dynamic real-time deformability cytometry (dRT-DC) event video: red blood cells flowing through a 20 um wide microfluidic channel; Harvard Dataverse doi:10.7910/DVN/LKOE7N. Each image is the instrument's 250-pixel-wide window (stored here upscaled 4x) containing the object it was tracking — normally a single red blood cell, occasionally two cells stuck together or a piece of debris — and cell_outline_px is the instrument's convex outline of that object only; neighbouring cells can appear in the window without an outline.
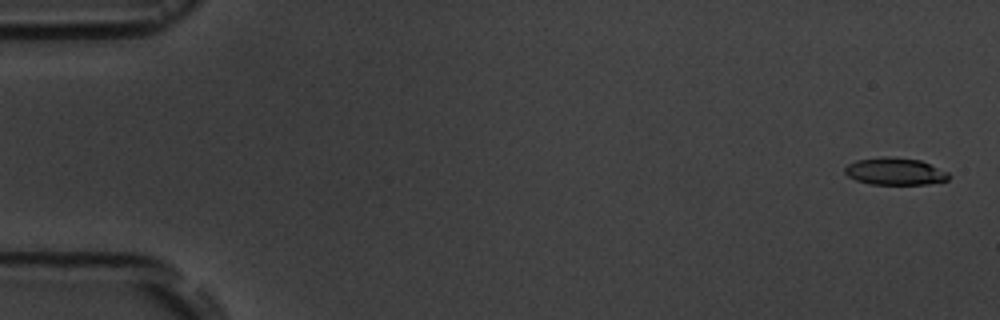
{"species": "common noctule bat (a hibernating species)", "species_latin": "Nyctalus noctula", "temperature_condition": "room temperature", "stored_images_in_passage": 10, "camera_frame_rate_fps": 3000, "um_per_image_px": 0.085, "animal": {"sex": "male", "body_mass_g": 19.5, "forearm_length_mm": 54.6}, "frame": {"image": 1, "passage_image": 1, "time_ms": 0.0, "image_size_px": [1000, 320], "cell_outline_px": [[948, 180], [928, 184], [872, 184], [856, 180], [848, 176], [844, 172], [844, 168], [848, 164], [856, 160], [880, 156], [888, 156], [920, 160], [948, 172]], "centroid_in_image_um": [76.04, 14.56], "position_along_channel_um": 9.0, "area_um2": 16.42}}
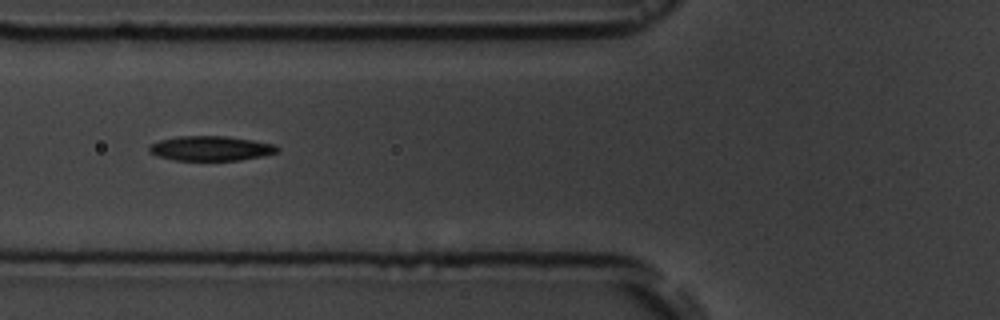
{"frame": {"image": 2, "passage_image": 7, "time_ms": 6.667, "image_size_px": [1000, 320], "cell_outline_px": [[280, 152], [240, 160], [172, 160], [156, 156], [148, 152], [148, 148], [152, 144], [160, 140], [180, 136], [228, 136], [276, 144], [280, 148]], "centroid_in_image_um": [17.93, 12.61], "position_along_channel_um": 107.9, "area_um2": 18.55}}
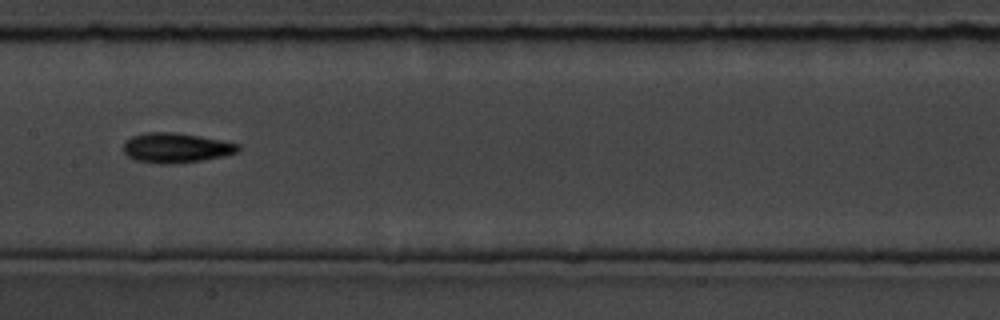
{"frame": {"image": 3, "passage_image": 9, "time_ms": 9.0, "image_size_px": [1000, 320], "cell_outline_px": [[240, 148], [236, 152], [224, 156], [200, 160], [168, 164], [160, 164], [136, 160], [128, 156], [124, 152], [124, 140], [132, 136], [144, 132], [176, 132], [200, 136], [240, 144]], "centroid_in_image_um": [14.93, 12.55], "position_along_channel_um": 192.5, "area_um2": 19.88}}